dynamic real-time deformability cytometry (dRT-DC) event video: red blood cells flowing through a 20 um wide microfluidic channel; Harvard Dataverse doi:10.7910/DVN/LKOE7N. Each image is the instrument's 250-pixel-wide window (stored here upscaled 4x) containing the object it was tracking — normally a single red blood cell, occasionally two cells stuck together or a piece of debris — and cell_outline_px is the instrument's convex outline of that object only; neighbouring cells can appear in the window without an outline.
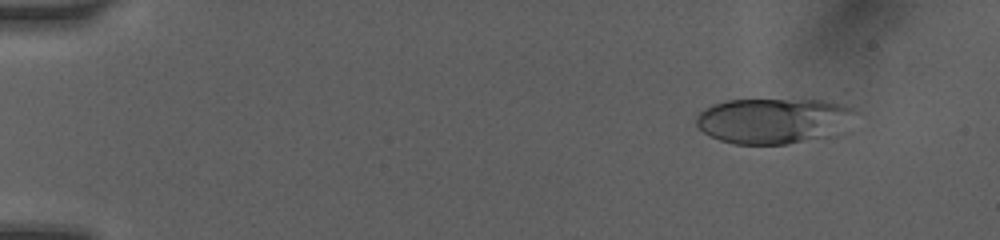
{"species": "human", "species_latin": "Homo sapiens", "temperature_condition": "room temperature", "stored_images_in_passage": 40, "camera_frame_rate_fps": 3000, "um_per_image_px": 0.085, "donor": {"sex": "female"}, "frame": {"image": 1, "passage_image": 5, "time_ms": 1.667, "image_size_px": [1000, 240], "cell_outline_px": [[852, 108], [836, 136], [788, 144], [736, 144], [720, 140], [704, 132], [696, 124], [696, 116], [704, 108], [712, 104], [724, 100], [844, 88], [848, 88]], "centroid_in_image_um": [66.08, 10.0], "position_along_channel_um": 18.9, "area_um2": 47.97}}
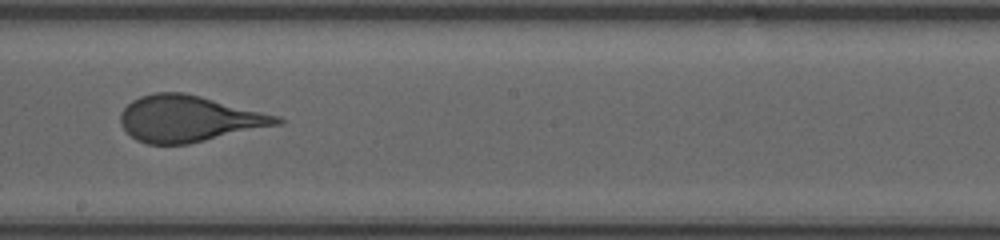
{"frame": {"image": 2, "passage_image": 24, "time_ms": 9.667, "image_size_px": [1000, 240], "cell_outline_px": [[284, 124], [188, 144], [148, 144], [136, 140], [120, 124], [120, 112], [132, 100], [140, 96], [156, 92], [184, 92], [280, 116], [284, 120]], "centroid_in_image_um": [16.07, 10.09], "position_along_channel_um": 232.1, "area_um2": 42.25}}
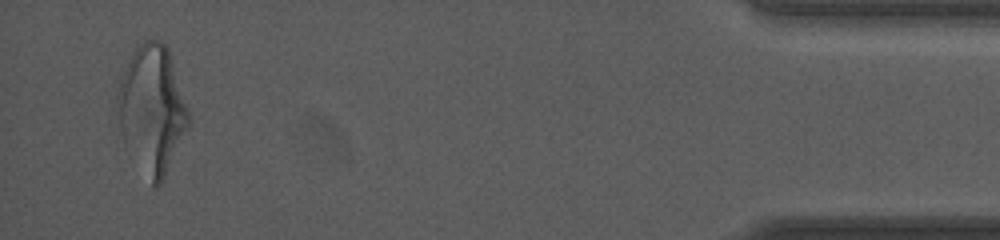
{"frame": {"image": 3, "passage_image": 40, "time_ms": 16.0, "image_size_px": [1000, 240], "cell_outline_px": [[188, 128], [160, 184], [156, 188], [152, 184], [124, 148], [120, 132], [116, 96], [116, 92], [120, 76], [128, 60], [136, 48], [144, 40], [160, 40], [168, 48], [188, 108]], "centroid_in_image_um": [12.88, 9.3], "position_along_channel_um": 422.3, "area_um2": 52.77}, "authors_computed_cell_mechanics": {"area_um2": 43.35, "velocity_mm_per_s": 4.111, "shape_relaxation_time_tau1_ms": 5.7016, "shape_relaxation_time_tau2_ms": null, "deformation_change_tau1": 0.1723, "deformation_change_tau2": null}}